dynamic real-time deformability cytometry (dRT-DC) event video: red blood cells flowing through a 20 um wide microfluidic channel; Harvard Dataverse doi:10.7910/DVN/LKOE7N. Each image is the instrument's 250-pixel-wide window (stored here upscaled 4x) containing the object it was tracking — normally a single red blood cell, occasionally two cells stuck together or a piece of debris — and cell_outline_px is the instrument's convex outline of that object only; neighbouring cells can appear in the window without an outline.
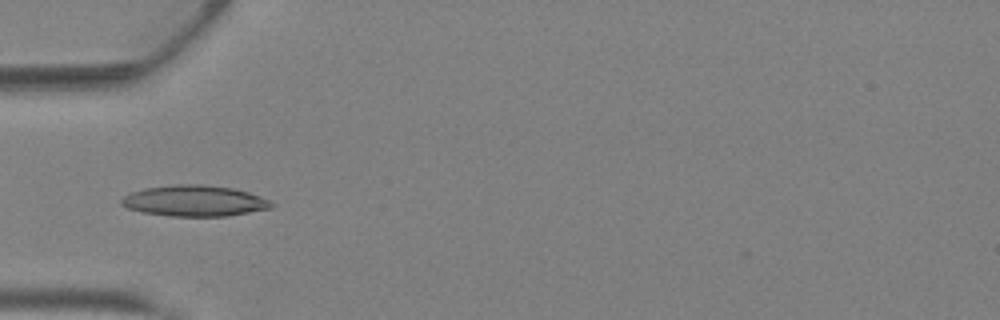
{"species": "Egyptian fruit bat (a non-hibernating species)", "species_latin": "Rousettus aegyptiacus", "temperature_condition": "warm", "stored_images_in_passage": 41, "camera_frame_rate_fps": 3000, "um_per_image_px": 0.085, "animal": {"sex": "female"}, "frame": {"image": 1, "passage_image": 13, "time_ms": 4.0, "image_size_px": [1000, 320], "cell_outline_px": [[276, 204], [272, 208], [224, 216], [172, 216], [140, 212], [128, 208], [120, 204], [120, 200], [124, 196], [132, 192], [148, 188], [176, 184], [200, 184], [232, 188], [248, 192], [260, 196]], "centroid_in_image_um": [16.53, 17.07], "position_along_channel_um": 68.5, "area_um2": 26.88}}
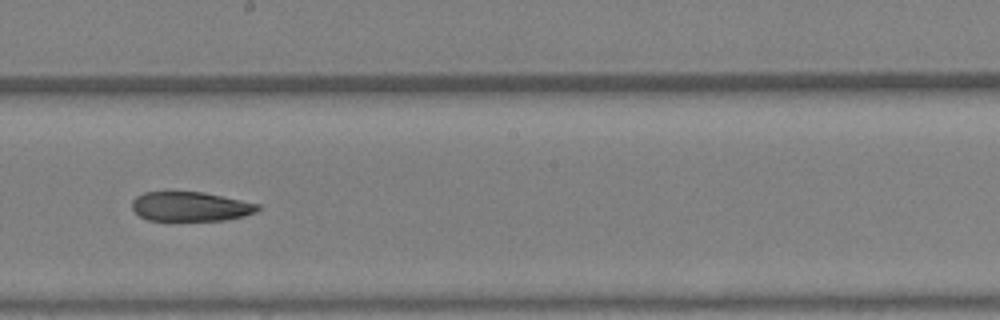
{"frame": {"image": 2, "passage_image": 23, "time_ms": 7.333, "image_size_px": [1000, 320], "cell_outline_px": [[260, 208], [256, 212], [244, 216], [224, 220], [148, 220], [140, 216], [132, 208], [132, 200], [136, 196], [144, 192], [204, 192], [260, 204]], "centroid_in_image_um": [16.2, 17.55], "position_along_channel_um": 232.0, "area_um2": 21.5}}
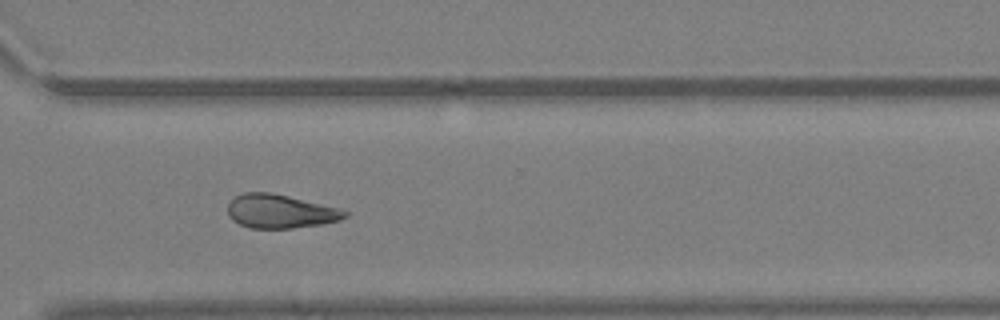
{"frame": {"image": 3, "passage_image": 30, "time_ms": 9.667, "image_size_px": [1000, 320], "cell_outline_px": [[348, 216], [340, 220], [320, 224], [292, 228], [248, 228], [232, 220], [228, 216], [228, 200], [244, 192], [272, 192], [336, 208], [348, 212]], "centroid_in_image_um": [23.75, 17.96], "position_along_channel_um": 346.9, "area_um2": 22.89}, "authors_computed_cell_mechanics": {"area_um2": 23.987, "velocity_mm_per_s": 4.928, "shape_relaxation_time_tau1_ms": null, "shape_relaxation_time_tau2_ms": 7.473, "deformation_change_tau1": null, "deformation_change_tau2": 0.1894}}